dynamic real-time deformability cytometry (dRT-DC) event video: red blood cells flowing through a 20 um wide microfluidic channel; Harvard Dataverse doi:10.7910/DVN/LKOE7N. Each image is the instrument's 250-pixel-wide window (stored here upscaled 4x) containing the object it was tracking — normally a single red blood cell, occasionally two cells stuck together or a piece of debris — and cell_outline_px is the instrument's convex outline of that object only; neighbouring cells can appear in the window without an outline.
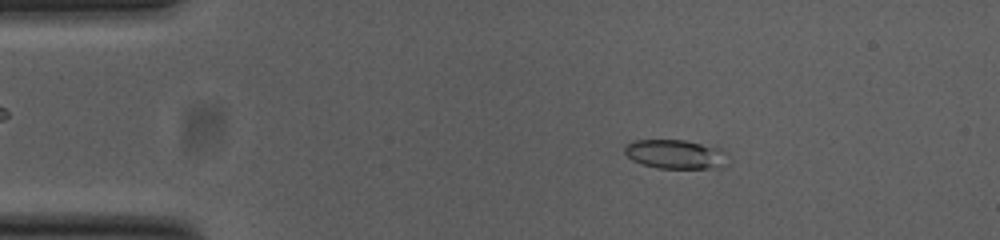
{"species": "common noctule bat (a hibernating species)", "species_latin": "Nyctalus noctula", "temperature_condition": "cold", "stored_images_in_passage": 53, "camera_frame_rate_fps": 3000, "um_per_image_px": 0.085, "animal": {"sex": "female", "body_mass_g": 23.0, "forearm_length_mm": 53.4}, "frame": {"image": 1, "passage_image": 9, "time_ms": 2.667, "image_size_px": [1000, 240], "cell_outline_px": [[728, 164], [724, 168], [656, 168], [632, 160], [624, 152], [624, 144], [632, 140], [684, 140], [720, 148], [724, 152]], "centroid_in_image_um": [57.41, 13.11], "position_along_channel_um": 27.6, "area_um2": 17.63}}
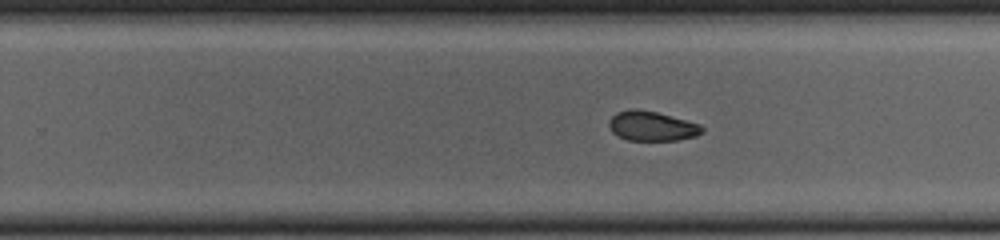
{"frame": {"image": 2, "passage_image": 33, "time_ms": 10.667, "image_size_px": [1000, 240], "cell_outline_px": [[704, 132], [696, 136], [676, 140], [628, 140], [612, 132], [608, 124], [608, 120], [616, 112], [628, 108], [636, 108], [656, 112], [700, 124], [704, 128]], "centroid_in_image_um": [55.39, 10.7], "position_along_channel_um": 274.4, "area_um2": 16.13}}
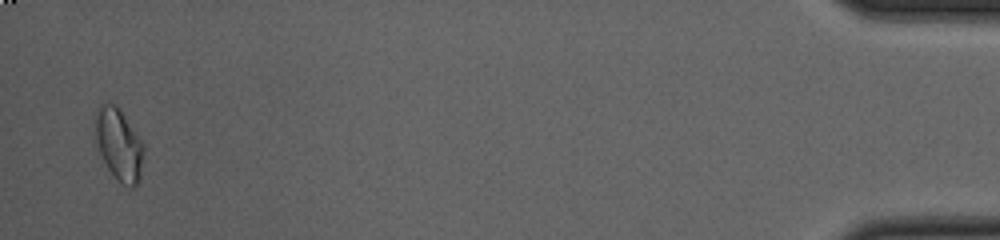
{"frame": {"image": 3, "passage_image": 52, "time_ms": 17.0, "image_size_px": [1000, 240], "cell_outline_px": [[144, 152], [140, 180], [132, 188], [128, 188], [120, 184], [116, 180], [108, 168], [100, 152], [96, 140], [92, 120], [100, 108], [104, 104], [116, 104], [144, 144]], "centroid_in_image_um": [10.11, 12.33], "position_along_channel_um": 425.1, "area_um2": 20.4}, "authors_computed_cell_mechanics": {"area_um2": 17.051, "velocity_mm_per_s": 3.8002, "shape_relaxation_time_tau1_ms": null, "shape_relaxation_time_tau2_ms": 3.3439, "deformation_change_tau1": null, "deformation_change_tau2": 0.0646}}